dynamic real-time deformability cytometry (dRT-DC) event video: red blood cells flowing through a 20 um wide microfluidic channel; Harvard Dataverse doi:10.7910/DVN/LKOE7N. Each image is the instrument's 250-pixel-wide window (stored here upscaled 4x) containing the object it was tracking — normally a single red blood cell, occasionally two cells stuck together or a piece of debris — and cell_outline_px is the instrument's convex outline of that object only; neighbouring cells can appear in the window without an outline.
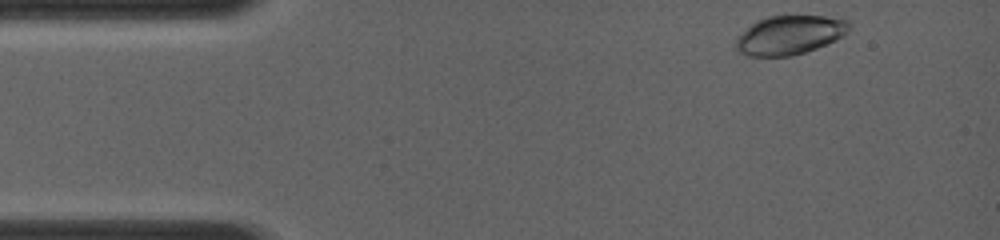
{"species": "common noctule bat (a hibernating species)", "species_latin": "Nyctalus noctula", "temperature_condition": "room temperature", "stored_images_in_passage": 10, "camera_frame_rate_fps": 4000, "um_per_image_px": 0.085, "animal": {"sex": "female", "body_mass_g": 19.0, "forearm_length_mm": 56.7}, "frame": {"image": 1, "passage_image": 1, "time_ms": 0.0, "image_size_px": [1000, 240], "cell_outline_px": [[848, 32], [844, 36], [836, 40], [816, 48], [792, 56], [748, 56], [736, 52], [736, 36], [756, 20], [768, 16], [824, 16], [848, 20]], "centroid_in_image_um": [67.07, 2.98], "position_along_channel_um": 17.9, "area_um2": 25.84}}
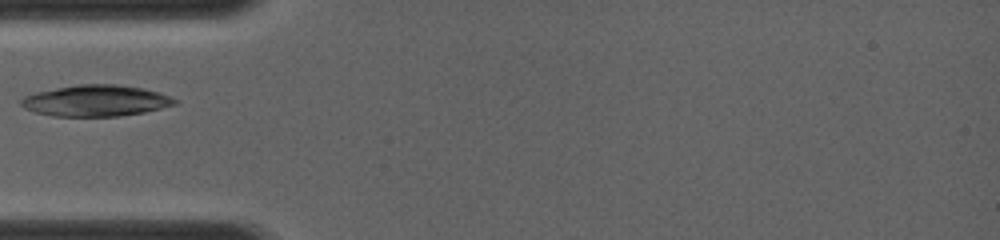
{"frame": {"image": 2, "passage_image": 9, "time_ms": 3.0, "image_size_px": [1000, 240], "cell_outline_px": [[176, 104], [144, 112], [120, 116], [52, 116], [36, 112], [24, 108], [20, 104], [20, 100], [24, 96], [36, 92], [76, 84], [116, 84], [140, 88], [160, 92], [176, 100]], "centroid_in_image_um": [8.11, 8.56], "position_along_channel_um": 76.9, "area_um2": 27.8}}